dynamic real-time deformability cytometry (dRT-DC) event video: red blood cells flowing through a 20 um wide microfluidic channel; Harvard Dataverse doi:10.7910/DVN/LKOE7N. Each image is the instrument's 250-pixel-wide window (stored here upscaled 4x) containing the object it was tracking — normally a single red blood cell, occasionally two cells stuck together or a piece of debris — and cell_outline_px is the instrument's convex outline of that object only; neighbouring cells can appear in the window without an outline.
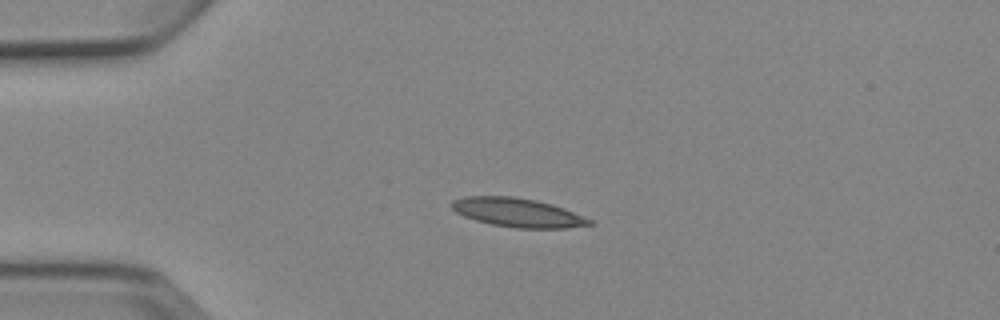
{"species": "Egyptian fruit bat (a non-hibernating species)", "species_latin": "Rousettus aegyptiacus", "temperature_condition": "cold", "stored_images_in_passage": 4, "camera_frame_rate_fps": 3000, "um_per_image_px": 0.085, "animal": {"sex": "female"}, "frame": {"image": 1, "passage_image": 3, "time_ms": 2.333, "image_size_px": [1000, 320], "cell_outline_px": [[596, 224], [564, 228], [516, 228], [492, 224], [476, 220], [464, 216], [456, 212], [452, 208], [452, 200], [464, 196], [512, 196], [536, 200], [552, 204], [564, 208], [592, 220]], "centroid_in_image_um": [44.01, 18.06], "position_along_channel_um": 41.0, "area_um2": 23.12}}